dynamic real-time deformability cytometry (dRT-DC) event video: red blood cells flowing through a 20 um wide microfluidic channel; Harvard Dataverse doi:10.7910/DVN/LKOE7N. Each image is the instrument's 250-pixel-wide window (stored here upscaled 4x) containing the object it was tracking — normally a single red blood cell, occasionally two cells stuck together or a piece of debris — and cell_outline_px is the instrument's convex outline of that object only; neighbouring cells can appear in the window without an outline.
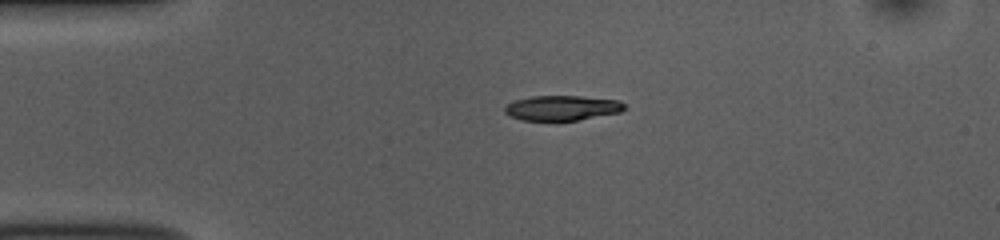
{"species": "common noctule bat (a hibernating species)", "species_latin": "Nyctalus noctula", "temperature_condition": "room temperature", "stored_images_in_passage": 41, "camera_frame_rate_fps": 3000, "um_per_image_px": 0.085, "animal": {"sex": "female", "body_mass_g": 10.0, "forearm_length_mm": 53.1}, "frame": {"image": 1, "passage_image": 1, "time_ms": 0.0, "image_size_px": [1000, 240], "cell_outline_px": [[628, 108], [620, 112], [580, 120], [556, 124], [524, 120], [508, 116], [504, 112], [504, 108], [508, 104], [516, 100], [532, 96], [580, 96], [620, 100]], "centroid_in_image_um": [47.77, 9.22], "position_along_channel_um": 37.2, "area_um2": 18.26}}
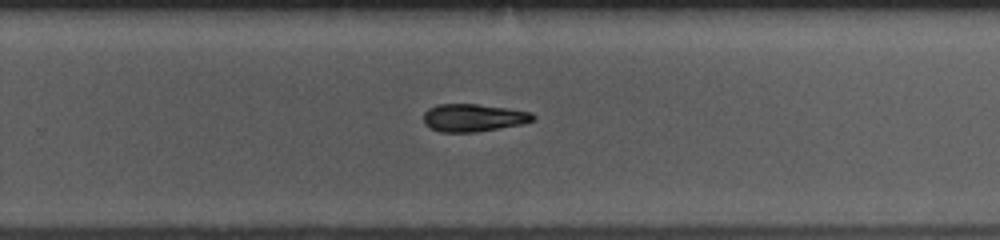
{"frame": {"image": 2, "passage_image": 23, "time_ms": 7.333, "image_size_px": [1000, 240], "cell_outline_px": [[536, 120], [524, 124], [476, 132], [440, 132], [424, 124], [424, 112], [428, 108], [436, 104], [476, 104], [508, 108], [532, 112], [536, 116]], "centroid_in_image_um": [40.27, 10.0], "position_along_channel_um": 289.5, "area_um2": 17.86}}
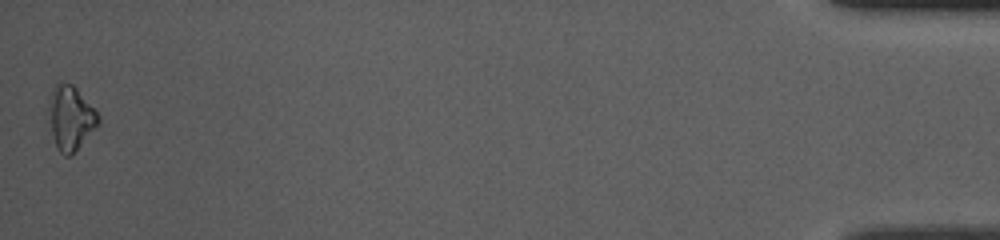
{"frame": {"image": 3, "passage_image": 41, "time_ms": 13.333, "image_size_px": [1000, 240], "cell_outline_px": [[100, 124], [68, 156], [64, 156], [56, 148], [52, 132], [48, 104], [48, 96], [56, 80], [72, 84], [76, 88], [100, 116]], "centroid_in_image_um": [5.98, 9.96], "position_along_channel_um": 429.2, "area_um2": 18.38}, "authors_computed_cell_mechanics": {"area_um2": 18.0336, "velocity_mm_per_s": 3.8714, "shape_relaxation_time_tau1_ms": 4.526, "shape_relaxation_time_tau2_ms": null, "deformation_change_tau1": 0.1131, "deformation_change_tau2": null}}